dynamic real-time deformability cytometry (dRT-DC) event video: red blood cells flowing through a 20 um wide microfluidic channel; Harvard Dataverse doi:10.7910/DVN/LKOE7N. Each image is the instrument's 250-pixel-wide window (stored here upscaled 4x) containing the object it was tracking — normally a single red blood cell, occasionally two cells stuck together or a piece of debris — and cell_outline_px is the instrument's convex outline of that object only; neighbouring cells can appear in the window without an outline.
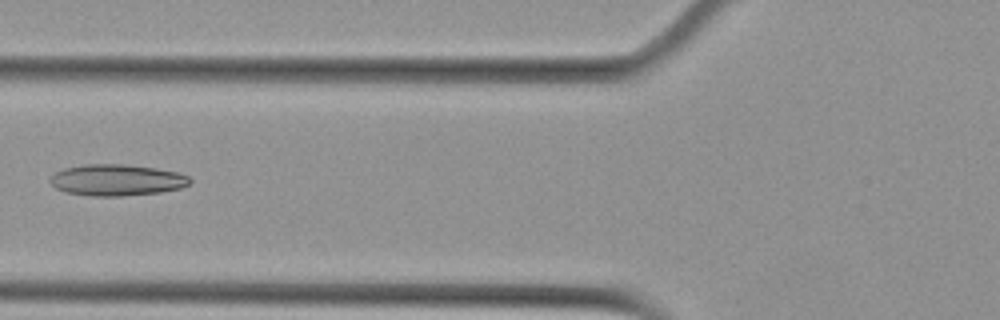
{"species": "Egyptian fruit bat (a non-hibernating species)", "species_latin": "Rousettus aegyptiacus", "temperature_condition": "cold", "stored_images_in_passage": 5, "camera_frame_rate_fps": 3000, "um_per_image_px": 0.085, "animal": {"sex": "female"}, "frame": {"image": 1, "passage_image": 4, "time_ms": 1.0, "image_size_px": [1000, 320], "cell_outline_px": [[192, 180], [188, 184], [180, 188], [160, 192], [120, 196], [92, 196], [64, 192], [56, 188], [48, 180], [56, 172], [64, 168], [84, 164], [124, 164], [156, 168], [176, 172], [188, 176]], "centroid_in_image_um": [9.9, 15.3], "position_along_channel_um": 115.9, "area_um2": 25.49}}
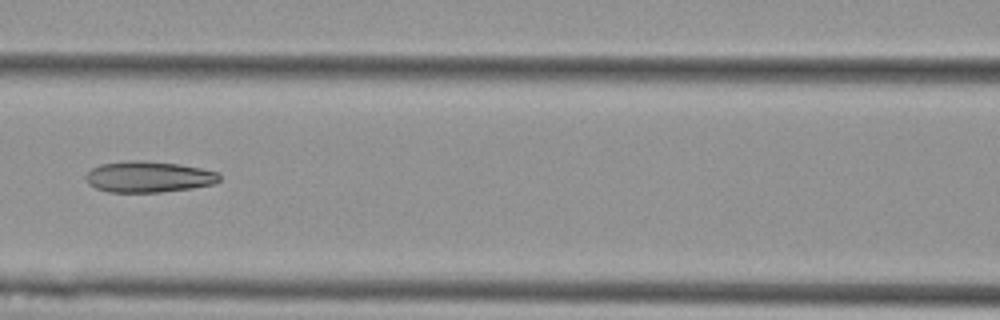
{"frame": {"image": 2, "passage_image": 5, "time_ms": 1.333, "image_size_px": [1000, 320], "cell_outline_px": [[220, 180], [212, 184], [192, 188], [160, 192], [108, 192], [96, 188], [88, 184], [84, 176], [92, 168], [100, 164], [128, 160], [140, 160], [180, 164], [200, 168], [216, 172], [220, 176]], "centroid_in_image_um": [12.59, 15.02], "position_along_channel_um": 154.0, "area_um2": 24.22}}